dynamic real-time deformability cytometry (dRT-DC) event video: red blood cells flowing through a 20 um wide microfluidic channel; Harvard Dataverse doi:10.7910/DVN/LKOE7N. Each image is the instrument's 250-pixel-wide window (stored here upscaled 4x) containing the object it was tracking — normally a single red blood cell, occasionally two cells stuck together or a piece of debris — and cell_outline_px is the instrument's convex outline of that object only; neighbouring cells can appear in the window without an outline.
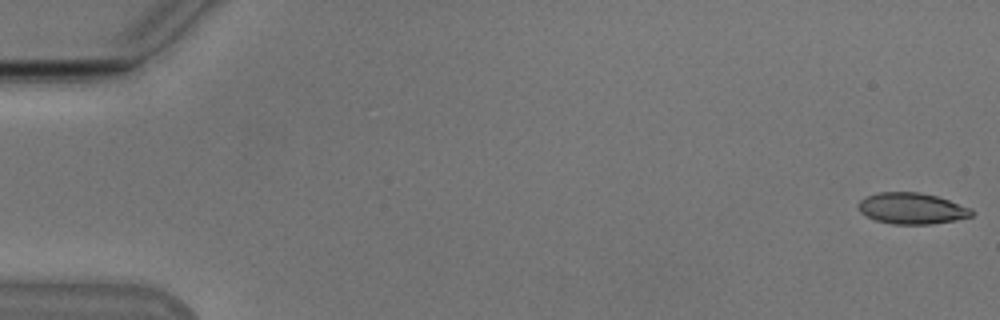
{"species": "Egyptian fruit bat (a non-hibernating species)", "species_latin": "Rousettus aegyptiacus", "temperature_condition": "cold", "stored_images_in_passage": 54, "camera_frame_rate_fps": 3000, "um_per_image_px": 0.085, "animal": {"sex": "male"}, "frame": {"image": 1, "passage_image": 1, "time_ms": 0.0, "image_size_px": [1000, 320], "cell_outline_px": [[976, 212], [972, 216], [956, 220], [932, 224], [892, 224], [876, 220], [860, 212], [856, 208], [856, 204], [860, 200], [868, 196], [880, 192], [920, 192], [936, 196], [972, 208]], "centroid_in_image_um": [77.52, 17.72], "position_along_channel_um": 7.5, "area_um2": 20.69}}
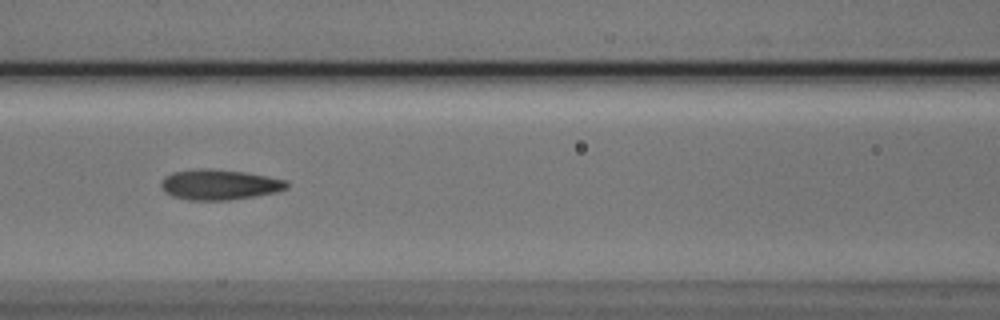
{"frame": {"image": 2, "passage_image": 24, "time_ms": 7.667, "image_size_px": [1000, 320], "cell_outline_px": [[288, 188], [276, 192], [256, 196], [228, 200], [188, 200], [172, 196], [164, 192], [160, 184], [160, 180], [164, 176], [172, 172], [200, 168], [208, 168], [244, 172], [268, 176], [288, 180]], "centroid_in_image_um": [18.63, 15.69], "position_along_channel_um": 148.0, "area_um2": 22.48}}
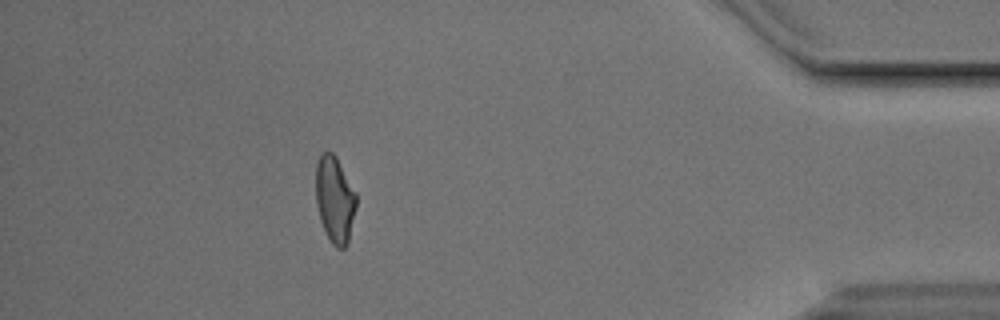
{"frame": {"image": 3, "passage_image": 48, "time_ms": 15.667, "image_size_px": [1000, 320], "cell_outline_px": [[356, 208], [348, 244], [344, 248], [336, 248], [332, 244], [320, 220], [316, 204], [316, 160], [320, 152], [332, 152], [336, 156], [356, 192]], "centroid_in_image_um": [28.45, 16.93], "position_along_channel_um": 406.7, "area_um2": 20.58}, "authors_computed_cell_mechanics": {"area_um2": 21.1259, "velocity_mm_per_s": 3.8473, "shape_relaxation_time_tau1_ms": 9.4271, "shape_relaxation_time_tau2_ms": 2.3622, "deformation_change_tau1": 0.2282, "deformation_change_tau2": 0.0961}}